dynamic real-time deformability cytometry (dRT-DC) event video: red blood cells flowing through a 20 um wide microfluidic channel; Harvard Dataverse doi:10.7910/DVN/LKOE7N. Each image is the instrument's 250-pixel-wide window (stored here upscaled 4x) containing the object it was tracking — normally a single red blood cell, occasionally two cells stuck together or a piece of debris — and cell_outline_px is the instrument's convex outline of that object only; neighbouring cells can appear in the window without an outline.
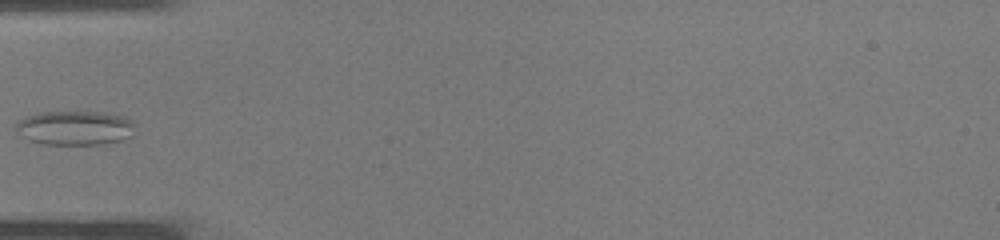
{"species": "common noctule bat (a hibernating species)", "species_latin": "Nyctalus noctula", "temperature_condition": "warm", "stored_images_in_passage": 22, "camera_frame_rate_fps": 3000, "um_per_image_px": 0.085, "animal": {"sex": "male", "body_mass_g": 19.0, "forearm_length_mm": 50.8}, "frame": {"image": 1, "passage_image": 1, "time_ms": 0.0, "image_size_px": [1000, 240], "cell_outline_px": [[136, 124], [132, 136], [120, 140], [100, 144], [44, 144], [28, 140], [20, 136], [16, 128], [16, 124], [20, 120], [28, 116], [40, 112], [104, 112], [124, 116], [132, 120]], "centroid_in_image_um": [6.4, 10.87], "position_along_channel_um": 78.6, "area_um2": 23.87}}
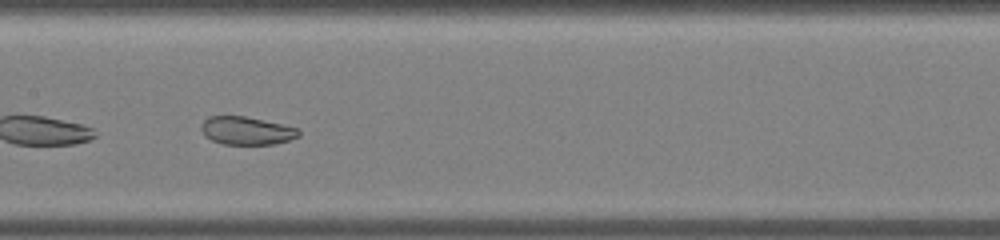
{"frame": {"image": 2, "passage_image": 7, "time_ms": 2.0, "image_size_px": [1000, 240], "cell_outline_px": [[300, 136], [276, 144], [224, 144], [212, 140], [204, 136], [200, 128], [200, 124], [208, 116], [244, 116], [300, 128]], "centroid_in_image_um": [20.95, 11.11], "position_along_channel_um": 186.5, "area_um2": 16.01}}
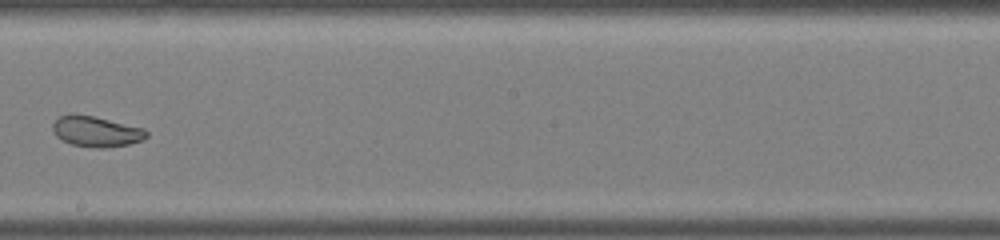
{"frame": {"image": 3, "passage_image": 10, "time_ms": 3.0, "image_size_px": [1000, 240], "cell_outline_px": [[148, 136], [140, 140], [128, 144], [104, 148], [96, 148], [72, 144], [56, 136], [52, 128], [52, 124], [60, 116], [92, 116], [144, 128], [148, 132]], "centroid_in_image_um": [8.2, 11.2], "position_along_channel_um": 240.0, "area_um2": 16.13}}